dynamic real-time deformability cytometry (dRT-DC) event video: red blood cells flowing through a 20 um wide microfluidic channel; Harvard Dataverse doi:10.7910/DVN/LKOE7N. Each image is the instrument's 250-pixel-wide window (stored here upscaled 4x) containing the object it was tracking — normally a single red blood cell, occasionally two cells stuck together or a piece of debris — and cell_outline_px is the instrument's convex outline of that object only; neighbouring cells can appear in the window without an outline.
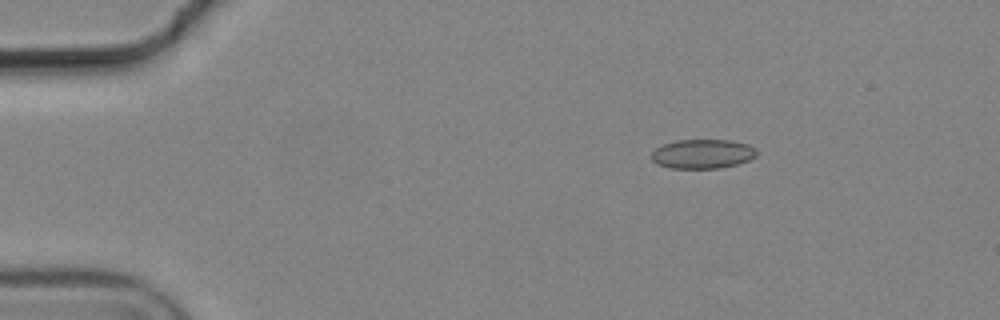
{"species": "common noctule bat (a hibernating species)", "species_latin": "Nyctalus noctula", "temperature_condition": "cold", "stored_images_in_passage": 4, "camera_frame_rate_fps": 3000, "um_per_image_px": 0.085, "animal": {"sex": "male", "body_mass_g": 19.2, "forearm_length_mm": 51.8}, "frame": {"image": 1, "passage_image": 3, "time_ms": 0.667, "image_size_px": [1000, 320], "cell_outline_px": [[756, 156], [748, 160], [736, 164], [720, 168], [668, 168], [652, 160], [652, 152], [656, 148], [664, 144], [676, 140], [732, 140], [748, 144], [756, 148]], "centroid_in_image_um": [59.73, 13.07], "position_along_channel_um": 25.3, "area_um2": 17.86}}